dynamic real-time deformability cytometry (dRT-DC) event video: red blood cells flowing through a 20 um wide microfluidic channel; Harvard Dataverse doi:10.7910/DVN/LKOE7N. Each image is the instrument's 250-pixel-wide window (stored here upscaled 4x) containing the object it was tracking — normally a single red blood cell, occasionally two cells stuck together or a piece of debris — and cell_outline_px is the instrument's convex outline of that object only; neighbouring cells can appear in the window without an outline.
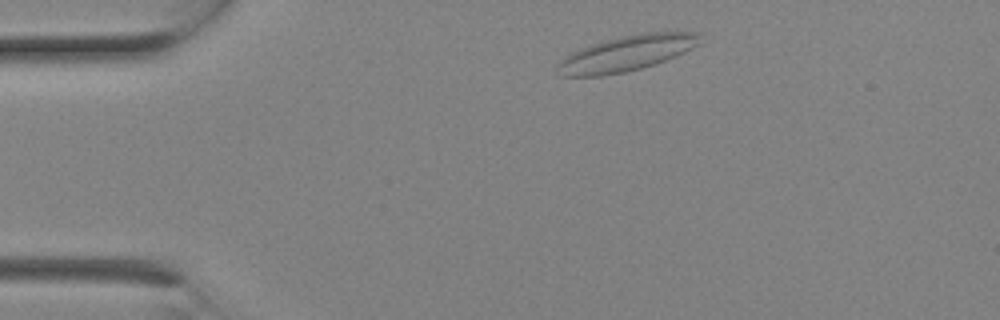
{"species": "Egyptian fruit bat (a non-hibernating species)", "species_latin": "Rousettus aegyptiacus", "temperature_condition": "room temperature", "stored_images_in_passage": 2, "camera_frame_rate_fps": 3000, "um_per_image_px": 0.085, "animal": {"sex": "female"}, "frame": {"image": 1, "passage_image": 1, "time_ms": 0.0, "image_size_px": [1000, 320], "cell_outline_px": [[700, 36], [696, 44], [684, 52], [664, 60], [640, 68], [624, 72], [604, 76], [560, 76], [556, 64], [564, 56], [580, 48], [592, 44], [620, 36], [640, 32], [700, 32]], "centroid_in_image_um": [53.18, 4.53], "position_along_channel_um": 31.8, "area_um2": 29.13}}